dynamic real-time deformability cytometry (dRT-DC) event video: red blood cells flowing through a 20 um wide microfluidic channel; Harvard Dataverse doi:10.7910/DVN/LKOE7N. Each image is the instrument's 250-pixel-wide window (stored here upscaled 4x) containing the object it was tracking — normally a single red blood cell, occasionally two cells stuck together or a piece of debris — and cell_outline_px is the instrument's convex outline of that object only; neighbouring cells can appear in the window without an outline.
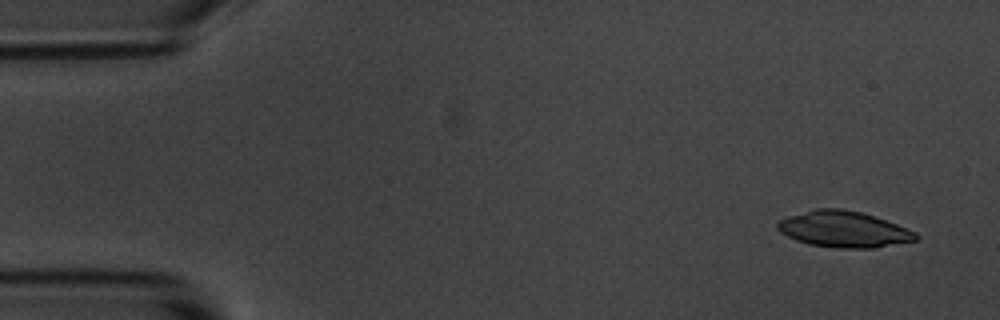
{"species": "common noctule bat (a hibernating species)", "species_latin": "Nyctalus noctula", "temperature_condition": "room temperature", "stored_images_in_passage": 4, "camera_frame_rate_fps": 3000, "um_per_image_px": 0.085, "animal": {"sex": "male", "body_mass_g": 20.1, "forearm_length_mm": 53.5}, "frame": {"image": 1, "passage_image": 1, "time_ms": 0.0, "image_size_px": [1000, 320], "cell_outline_px": [[920, 236], [916, 240], [876, 248], [840, 248], [808, 244], [796, 240], [780, 232], [776, 228], [776, 224], [780, 220], [788, 216], [816, 208], [840, 208], [860, 212], [896, 224], [916, 232]], "centroid_in_image_um": [71.7, 19.49], "position_along_channel_um": 13.3, "area_um2": 28.96}}